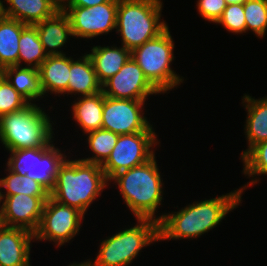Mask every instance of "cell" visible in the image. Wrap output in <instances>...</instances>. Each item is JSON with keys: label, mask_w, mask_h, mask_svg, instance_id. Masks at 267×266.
Returning a JSON list of instances; mask_svg holds the SVG:
<instances>
[{"label": "cell", "mask_w": 267, "mask_h": 266, "mask_svg": "<svg viewBox=\"0 0 267 266\" xmlns=\"http://www.w3.org/2000/svg\"><path fill=\"white\" fill-rule=\"evenodd\" d=\"M242 195L244 194L239 187L229 193L194 201L181 208L176 206L177 211L165 212L158 222L159 242L194 240L208 234L226 220L229 213L241 206Z\"/></svg>", "instance_id": "6da1fadb"}, {"label": "cell", "mask_w": 267, "mask_h": 266, "mask_svg": "<svg viewBox=\"0 0 267 266\" xmlns=\"http://www.w3.org/2000/svg\"><path fill=\"white\" fill-rule=\"evenodd\" d=\"M156 158L154 155L147 162L119 172L109 180V185H115L135 219H152L159 222L165 214L158 213L165 199V183Z\"/></svg>", "instance_id": "7a4b0ae2"}, {"label": "cell", "mask_w": 267, "mask_h": 266, "mask_svg": "<svg viewBox=\"0 0 267 266\" xmlns=\"http://www.w3.org/2000/svg\"><path fill=\"white\" fill-rule=\"evenodd\" d=\"M77 158L69 156L60 166L50 197L86 215L93 202L109 187V180L101 165Z\"/></svg>", "instance_id": "3957f363"}, {"label": "cell", "mask_w": 267, "mask_h": 266, "mask_svg": "<svg viewBox=\"0 0 267 266\" xmlns=\"http://www.w3.org/2000/svg\"><path fill=\"white\" fill-rule=\"evenodd\" d=\"M43 106L29 103L19 111L0 117V143L4 151L44 147L54 138L56 117L52 121Z\"/></svg>", "instance_id": "277c9868"}, {"label": "cell", "mask_w": 267, "mask_h": 266, "mask_svg": "<svg viewBox=\"0 0 267 266\" xmlns=\"http://www.w3.org/2000/svg\"><path fill=\"white\" fill-rule=\"evenodd\" d=\"M131 224L106 236L99 243L96 257L85 259L88 266H130L145 247L159 242L158 222L135 219Z\"/></svg>", "instance_id": "5b68a950"}, {"label": "cell", "mask_w": 267, "mask_h": 266, "mask_svg": "<svg viewBox=\"0 0 267 266\" xmlns=\"http://www.w3.org/2000/svg\"><path fill=\"white\" fill-rule=\"evenodd\" d=\"M163 4V0H119L115 32L121 45L133 51L162 33L168 27Z\"/></svg>", "instance_id": "8992f818"}, {"label": "cell", "mask_w": 267, "mask_h": 266, "mask_svg": "<svg viewBox=\"0 0 267 266\" xmlns=\"http://www.w3.org/2000/svg\"><path fill=\"white\" fill-rule=\"evenodd\" d=\"M173 39L168 26L157 37L131 51V57L142 69L145 77L163 95L185 83V77L177 74L172 68L175 61Z\"/></svg>", "instance_id": "52a82bcc"}, {"label": "cell", "mask_w": 267, "mask_h": 266, "mask_svg": "<svg viewBox=\"0 0 267 266\" xmlns=\"http://www.w3.org/2000/svg\"><path fill=\"white\" fill-rule=\"evenodd\" d=\"M55 137L44 147L27 148L7 151L9 157L5 166L16 174L27 175L31 179L39 182L49 192L56 183L59 168L64 161L71 155L66 154V149L55 146Z\"/></svg>", "instance_id": "ba28073f"}, {"label": "cell", "mask_w": 267, "mask_h": 266, "mask_svg": "<svg viewBox=\"0 0 267 266\" xmlns=\"http://www.w3.org/2000/svg\"><path fill=\"white\" fill-rule=\"evenodd\" d=\"M155 131L152 124L144 132L119 135L110 156L101 165L106 178L110 180L117 173L141 165L156 155L161 142Z\"/></svg>", "instance_id": "9c48e42d"}, {"label": "cell", "mask_w": 267, "mask_h": 266, "mask_svg": "<svg viewBox=\"0 0 267 266\" xmlns=\"http://www.w3.org/2000/svg\"><path fill=\"white\" fill-rule=\"evenodd\" d=\"M85 215L77 208L61 204L51 197L45 202L41 221L34 233L35 242H53L56 248L79 236Z\"/></svg>", "instance_id": "30bf717a"}, {"label": "cell", "mask_w": 267, "mask_h": 266, "mask_svg": "<svg viewBox=\"0 0 267 266\" xmlns=\"http://www.w3.org/2000/svg\"><path fill=\"white\" fill-rule=\"evenodd\" d=\"M119 0H110L93 7L63 6L74 39H94L115 31Z\"/></svg>", "instance_id": "8fae6325"}, {"label": "cell", "mask_w": 267, "mask_h": 266, "mask_svg": "<svg viewBox=\"0 0 267 266\" xmlns=\"http://www.w3.org/2000/svg\"><path fill=\"white\" fill-rule=\"evenodd\" d=\"M148 100L104 97L102 129L118 135L146 131L153 123L148 120L145 104ZM145 110V111H144ZM145 114V115H144Z\"/></svg>", "instance_id": "7c38bea8"}, {"label": "cell", "mask_w": 267, "mask_h": 266, "mask_svg": "<svg viewBox=\"0 0 267 266\" xmlns=\"http://www.w3.org/2000/svg\"><path fill=\"white\" fill-rule=\"evenodd\" d=\"M102 91L105 96L114 99L147 100L151 96L162 95L132 57L102 85Z\"/></svg>", "instance_id": "4fadbf2b"}, {"label": "cell", "mask_w": 267, "mask_h": 266, "mask_svg": "<svg viewBox=\"0 0 267 266\" xmlns=\"http://www.w3.org/2000/svg\"><path fill=\"white\" fill-rule=\"evenodd\" d=\"M50 196H28L17 194L0 196L5 226L37 231L45 202Z\"/></svg>", "instance_id": "5bb4252c"}, {"label": "cell", "mask_w": 267, "mask_h": 266, "mask_svg": "<svg viewBox=\"0 0 267 266\" xmlns=\"http://www.w3.org/2000/svg\"><path fill=\"white\" fill-rule=\"evenodd\" d=\"M32 242V232L4 226L0 230V266H31Z\"/></svg>", "instance_id": "9a60e30c"}, {"label": "cell", "mask_w": 267, "mask_h": 266, "mask_svg": "<svg viewBox=\"0 0 267 266\" xmlns=\"http://www.w3.org/2000/svg\"><path fill=\"white\" fill-rule=\"evenodd\" d=\"M242 107L246 112L244 135L247 148L241 151V159L253 146L267 140V95L258 99L250 94L241 96Z\"/></svg>", "instance_id": "2e32d148"}, {"label": "cell", "mask_w": 267, "mask_h": 266, "mask_svg": "<svg viewBox=\"0 0 267 266\" xmlns=\"http://www.w3.org/2000/svg\"><path fill=\"white\" fill-rule=\"evenodd\" d=\"M35 27L47 56L67 54L64 52L66 44H70L69 40L74 37L69 19L63 10L35 24Z\"/></svg>", "instance_id": "e0dca14e"}, {"label": "cell", "mask_w": 267, "mask_h": 266, "mask_svg": "<svg viewBox=\"0 0 267 266\" xmlns=\"http://www.w3.org/2000/svg\"><path fill=\"white\" fill-rule=\"evenodd\" d=\"M40 87L43 96L65 95L68 97V80L70 73L69 54L48 56L39 67Z\"/></svg>", "instance_id": "ac0fdd59"}, {"label": "cell", "mask_w": 267, "mask_h": 266, "mask_svg": "<svg viewBox=\"0 0 267 266\" xmlns=\"http://www.w3.org/2000/svg\"><path fill=\"white\" fill-rule=\"evenodd\" d=\"M59 10L52 0H2L3 16L26 25H35L54 16Z\"/></svg>", "instance_id": "d6986e66"}, {"label": "cell", "mask_w": 267, "mask_h": 266, "mask_svg": "<svg viewBox=\"0 0 267 266\" xmlns=\"http://www.w3.org/2000/svg\"><path fill=\"white\" fill-rule=\"evenodd\" d=\"M90 51L86 53L92 61L101 85L115 75L131 58L130 50L123 45L117 46L115 43L111 46L109 44L108 46L93 45Z\"/></svg>", "instance_id": "ffe728a7"}, {"label": "cell", "mask_w": 267, "mask_h": 266, "mask_svg": "<svg viewBox=\"0 0 267 266\" xmlns=\"http://www.w3.org/2000/svg\"><path fill=\"white\" fill-rule=\"evenodd\" d=\"M79 58L70 56V73L68 80V96L74 98L79 96L93 95L102 91L92 61L87 53L81 54Z\"/></svg>", "instance_id": "44dd1931"}, {"label": "cell", "mask_w": 267, "mask_h": 266, "mask_svg": "<svg viewBox=\"0 0 267 266\" xmlns=\"http://www.w3.org/2000/svg\"><path fill=\"white\" fill-rule=\"evenodd\" d=\"M104 97L101 91L93 95L79 96L71 101V118L79 126L82 136L102 128Z\"/></svg>", "instance_id": "7402d4cb"}, {"label": "cell", "mask_w": 267, "mask_h": 266, "mask_svg": "<svg viewBox=\"0 0 267 266\" xmlns=\"http://www.w3.org/2000/svg\"><path fill=\"white\" fill-rule=\"evenodd\" d=\"M1 72L12 87L29 103L37 104L36 101L43 100L38 69L16 65L6 67Z\"/></svg>", "instance_id": "603a6c76"}, {"label": "cell", "mask_w": 267, "mask_h": 266, "mask_svg": "<svg viewBox=\"0 0 267 266\" xmlns=\"http://www.w3.org/2000/svg\"><path fill=\"white\" fill-rule=\"evenodd\" d=\"M26 24L6 16L0 17V71L18 66L19 39Z\"/></svg>", "instance_id": "cb8c5ba5"}, {"label": "cell", "mask_w": 267, "mask_h": 266, "mask_svg": "<svg viewBox=\"0 0 267 266\" xmlns=\"http://www.w3.org/2000/svg\"><path fill=\"white\" fill-rule=\"evenodd\" d=\"M47 57L35 25H27L19 39L18 66L39 69Z\"/></svg>", "instance_id": "d4e9b609"}, {"label": "cell", "mask_w": 267, "mask_h": 266, "mask_svg": "<svg viewBox=\"0 0 267 266\" xmlns=\"http://www.w3.org/2000/svg\"><path fill=\"white\" fill-rule=\"evenodd\" d=\"M242 174L250 180L241 186L242 194L255 185L261 183L260 177H267V140L253 146L242 158ZM252 177V178H251Z\"/></svg>", "instance_id": "484cf974"}, {"label": "cell", "mask_w": 267, "mask_h": 266, "mask_svg": "<svg viewBox=\"0 0 267 266\" xmlns=\"http://www.w3.org/2000/svg\"><path fill=\"white\" fill-rule=\"evenodd\" d=\"M6 176L0 178V196L25 194L28 196H50V192L39 182L27 175L21 176L10 171L7 167L4 170Z\"/></svg>", "instance_id": "4316f807"}, {"label": "cell", "mask_w": 267, "mask_h": 266, "mask_svg": "<svg viewBox=\"0 0 267 266\" xmlns=\"http://www.w3.org/2000/svg\"><path fill=\"white\" fill-rule=\"evenodd\" d=\"M87 136V138H86ZM119 135L105 129H98L84 135L87 149L92 153L88 158H80L83 161L102 165L110 156L117 143Z\"/></svg>", "instance_id": "83f0119b"}, {"label": "cell", "mask_w": 267, "mask_h": 266, "mask_svg": "<svg viewBox=\"0 0 267 266\" xmlns=\"http://www.w3.org/2000/svg\"><path fill=\"white\" fill-rule=\"evenodd\" d=\"M246 34L250 31L263 39L267 33V0H247L244 3Z\"/></svg>", "instance_id": "f1b7e54d"}, {"label": "cell", "mask_w": 267, "mask_h": 266, "mask_svg": "<svg viewBox=\"0 0 267 266\" xmlns=\"http://www.w3.org/2000/svg\"><path fill=\"white\" fill-rule=\"evenodd\" d=\"M29 102L20 95L0 71V117L19 111Z\"/></svg>", "instance_id": "f546056e"}, {"label": "cell", "mask_w": 267, "mask_h": 266, "mask_svg": "<svg viewBox=\"0 0 267 266\" xmlns=\"http://www.w3.org/2000/svg\"><path fill=\"white\" fill-rule=\"evenodd\" d=\"M233 33V35H244L246 33V21L244 16V4H230L224 9L221 17L215 23Z\"/></svg>", "instance_id": "4dcf8cb0"}, {"label": "cell", "mask_w": 267, "mask_h": 266, "mask_svg": "<svg viewBox=\"0 0 267 266\" xmlns=\"http://www.w3.org/2000/svg\"><path fill=\"white\" fill-rule=\"evenodd\" d=\"M196 3L197 13L203 20L214 25L227 6L225 0H196Z\"/></svg>", "instance_id": "1f68e13d"}, {"label": "cell", "mask_w": 267, "mask_h": 266, "mask_svg": "<svg viewBox=\"0 0 267 266\" xmlns=\"http://www.w3.org/2000/svg\"><path fill=\"white\" fill-rule=\"evenodd\" d=\"M110 0H69L64 6H81V7H93Z\"/></svg>", "instance_id": "d6a6232c"}, {"label": "cell", "mask_w": 267, "mask_h": 266, "mask_svg": "<svg viewBox=\"0 0 267 266\" xmlns=\"http://www.w3.org/2000/svg\"><path fill=\"white\" fill-rule=\"evenodd\" d=\"M247 0H225L227 5L230 4H244Z\"/></svg>", "instance_id": "836d02e7"}, {"label": "cell", "mask_w": 267, "mask_h": 266, "mask_svg": "<svg viewBox=\"0 0 267 266\" xmlns=\"http://www.w3.org/2000/svg\"><path fill=\"white\" fill-rule=\"evenodd\" d=\"M61 9L69 0H52Z\"/></svg>", "instance_id": "e575fe53"}, {"label": "cell", "mask_w": 267, "mask_h": 266, "mask_svg": "<svg viewBox=\"0 0 267 266\" xmlns=\"http://www.w3.org/2000/svg\"><path fill=\"white\" fill-rule=\"evenodd\" d=\"M5 226L4 224V219H3V211H2V207L0 204V230Z\"/></svg>", "instance_id": "d590c367"}, {"label": "cell", "mask_w": 267, "mask_h": 266, "mask_svg": "<svg viewBox=\"0 0 267 266\" xmlns=\"http://www.w3.org/2000/svg\"><path fill=\"white\" fill-rule=\"evenodd\" d=\"M67 266H88L84 261H81V262H73V263H71L70 262V264L69 265H67Z\"/></svg>", "instance_id": "8d00e7d4"}, {"label": "cell", "mask_w": 267, "mask_h": 266, "mask_svg": "<svg viewBox=\"0 0 267 266\" xmlns=\"http://www.w3.org/2000/svg\"><path fill=\"white\" fill-rule=\"evenodd\" d=\"M2 0H0V17L2 16Z\"/></svg>", "instance_id": "74e56055"}]
</instances>
